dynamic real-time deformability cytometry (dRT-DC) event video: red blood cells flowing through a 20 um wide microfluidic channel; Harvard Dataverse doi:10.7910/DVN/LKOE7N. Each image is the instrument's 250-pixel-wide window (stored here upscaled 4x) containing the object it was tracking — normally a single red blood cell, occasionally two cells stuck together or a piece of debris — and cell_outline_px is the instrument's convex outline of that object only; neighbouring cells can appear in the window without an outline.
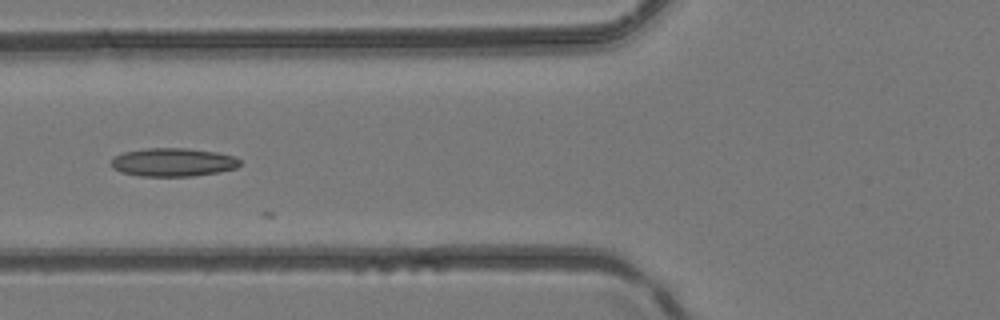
{"species": "common noctule bat (a hibernating species)", "species_latin": "Nyctalus noctula", "temperature_condition": "room temperature", "stored_images_in_passage": 5, "camera_frame_rate_fps": 3000, "um_per_image_px": 0.085, "animal": {"sex": "female", "body_mass_g": 24.6, "forearm_length_mm": 56.2}, "frame": {"image": 1, "passage_image": 4, "time_ms": 1.0, "image_size_px": [1000, 320], "cell_outline_px": [[240, 164], [236, 168], [220, 172], [192, 176], [140, 176], [120, 172], [112, 168], [112, 160], [116, 156], [124, 152], [144, 148], [188, 148], [216, 152], [236, 156], [240, 160]], "centroid_in_image_um": [14.73, 13.79], "position_along_channel_um": 111.1, "area_um2": 21.39}}
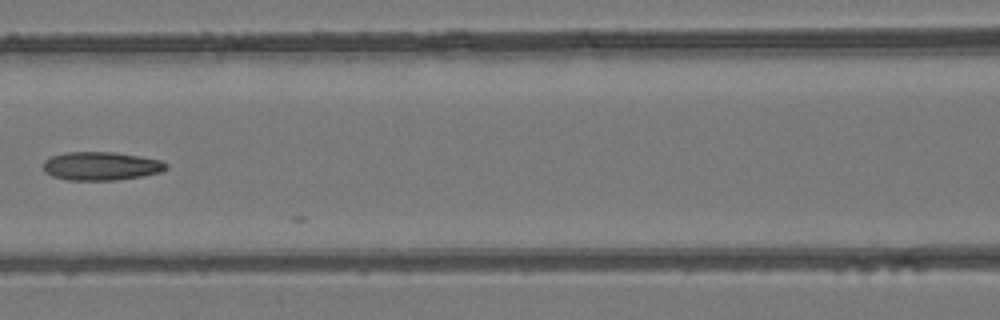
{"frame": {"image": 2, "passage_image": 5, "time_ms": 1.333, "image_size_px": [1000, 320], "cell_outline_px": [[168, 168], [160, 172], [140, 176], [116, 180], [68, 180], [52, 176], [44, 172], [44, 160], [52, 156], [64, 152], [112, 152], [140, 156], [160, 160], [168, 164]], "centroid_in_image_um": [8.58, 14.11], "position_along_channel_um": 158.0, "area_um2": 20.35}}